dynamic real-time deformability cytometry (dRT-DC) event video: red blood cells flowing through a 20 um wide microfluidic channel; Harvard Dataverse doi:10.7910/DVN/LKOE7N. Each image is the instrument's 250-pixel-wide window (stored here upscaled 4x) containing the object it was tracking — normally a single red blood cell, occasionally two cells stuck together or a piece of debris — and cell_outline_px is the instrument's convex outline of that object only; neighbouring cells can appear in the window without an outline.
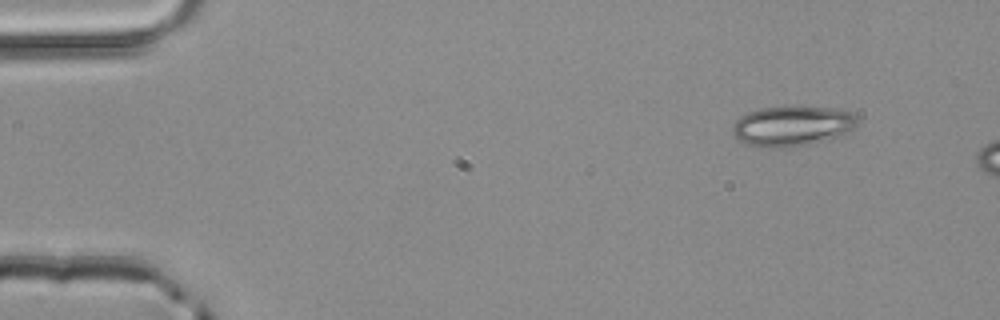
{"species": "common noctule bat (a hibernating species)", "species_latin": "Nyctalus noctula", "temperature_condition": "room temperature", "stored_images_in_passage": 4, "camera_frame_rate_fps": 3000, "um_per_image_px": 0.085, "animal": {"sex": "male", "body_mass_g": 20.4}, "frame": {"image": 1, "passage_image": 4, "time_ms": 1.0, "image_size_px": [1000, 320], "cell_outline_px": [[856, 124], [852, 128], [840, 136], [808, 144], [788, 148], [760, 148], [748, 144], [740, 140], [732, 132], [732, 124], [740, 116], [748, 112], [760, 108], [832, 108], [852, 112], [856, 116]], "centroid_in_image_um": [67.29, 10.74], "position_along_channel_um": 17.7, "area_um2": 28.78}}